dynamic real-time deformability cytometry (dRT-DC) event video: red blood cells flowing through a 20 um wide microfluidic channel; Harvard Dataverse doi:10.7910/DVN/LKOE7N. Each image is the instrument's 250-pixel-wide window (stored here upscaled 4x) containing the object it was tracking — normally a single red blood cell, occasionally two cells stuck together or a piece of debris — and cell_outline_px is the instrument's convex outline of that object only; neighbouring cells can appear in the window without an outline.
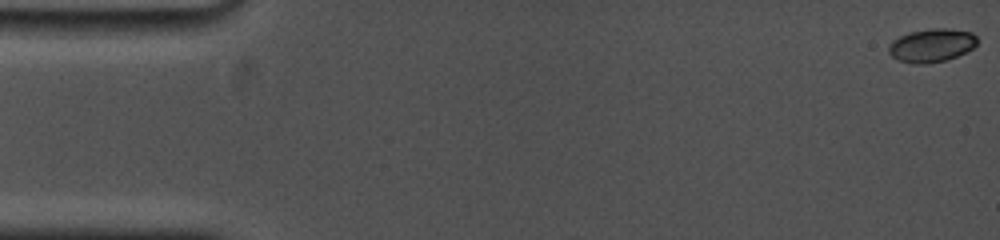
{"species": "common noctule bat (a hibernating species)", "species_latin": "Nyctalus noctula", "temperature_condition": "cold", "stored_images_in_passage": 78, "camera_frame_rate_fps": 5000, "um_per_image_px": 0.085, "animal": {"sex": "female", "body_mass_g": 19.0, "forearm_length_mm": 53.3}, "frame": {"image": 1, "passage_image": 1, "time_ms": 0.0, "image_size_px": [1000, 240], "cell_outline_px": [[976, 44], [972, 48], [956, 56], [944, 60], [924, 64], [912, 64], [900, 60], [892, 56], [888, 52], [888, 44], [892, 40], [908, 32], [936, 28], [948, 28], [972, 32], [976, 36]], "centroid_in_image_um": [79.15, 3.84], "position_along_channel_um": 5.8, "area_um2": 17.11}}
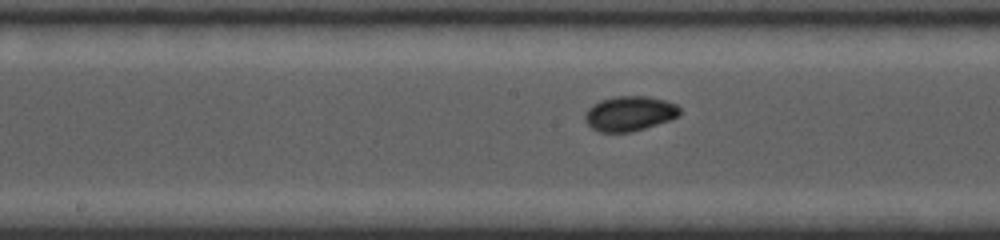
{"frame": {"image": 2, "passage_image": 40, "time_ms": 8.8, "image_size_px": [1000, 240], "cell_outline_px": [[680, 116], [672, 120], [632, 132], [600, 132], [592, 128], [584, 120], [584, 116], [588, 108], [592, 104], [600, 100], [616, 96], [648, 96], [664, 100], [676, 104], [680, 108]], "centroid_in_image_um": [53.53, 9.65], "position_along_channel_um": 194.7, "area_um2": 19.48}}
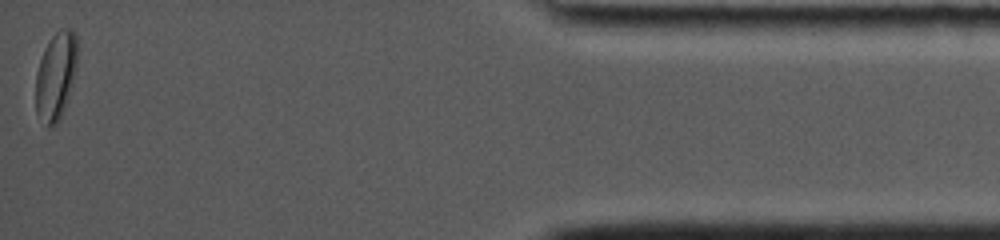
{"frame": {"image": 3, "passage_image": 77, "time_ms": 16.8, "image_size_px": [1000, 240], "cell_outline_px": [[76, 68], [68, 100], [60, 120], [56, 124], [48, 128], [36, 112], [36, 72], [44, 48], [48, 40], [60, 28], [72, 28], [76, 36]], "centroid_in_image_um": [4.74, 6.45], "position_along_channel_um": 430.5, "area_um2": 21.39}, "authors_computed_cell_mechanics": {"area_um2": 17.6001, "velocity_mm_per_s": 3.7344, "shape_relaxation_time_tau1_ms": 2.1832, "shape_relaxation_time_tau2_ms": null, "deformation_change_tau1": 0.0844, "deformation_change_tau2": null}}